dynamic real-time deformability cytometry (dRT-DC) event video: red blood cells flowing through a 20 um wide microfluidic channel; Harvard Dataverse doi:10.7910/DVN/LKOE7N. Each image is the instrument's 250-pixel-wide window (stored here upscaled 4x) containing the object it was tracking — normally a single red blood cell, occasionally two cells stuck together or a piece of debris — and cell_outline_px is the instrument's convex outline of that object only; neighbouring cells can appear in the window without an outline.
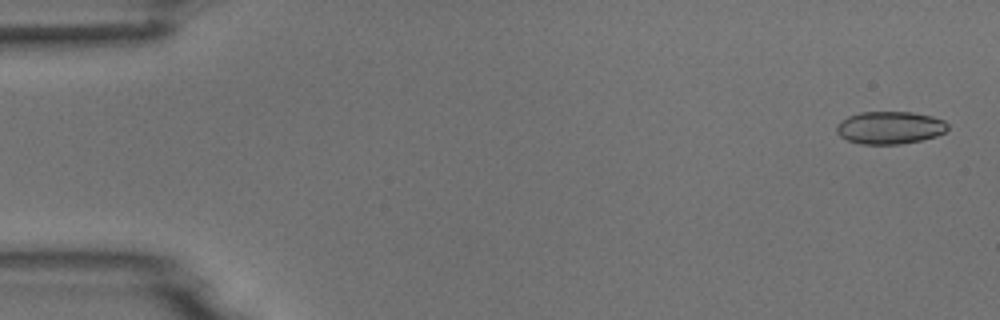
{"species": "common noctule bat (a hibernating species)", "species_latin": "Nyctalus noctula", "temperature_condition": "room temperature", "stored_images_in_passage": 4, "camera_frame_rate_fps": 3000, "um_per_image_px": 0.085, "animal": {"sex": "male", "body_mass_g": 18.8}, "frame": {"image": 1, "passage_image": 1, "time_ms": 0.0, "image_size_px": [1000, 320], "cell_outline_px": [[948, 128], [944, 132], [936, 136], [920, 140], [900, 144], [860, 144], [848, 140], [840, 136], [836, 132], [836, 124], [848, 116], [860, 112], [912, 112], [932, 116], [944, 120], [948, 124]], "centroid_in_image_um": [75.62, 10.85], "position_along_channel_um": 9.4, "area_um2": 21.15}}
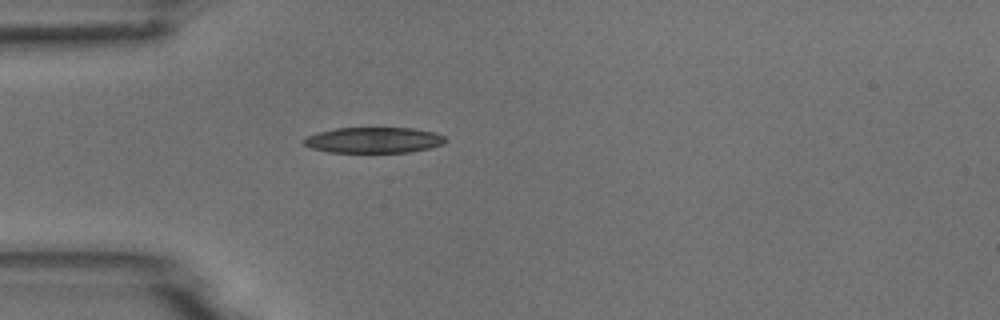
{"frame": {"image": 2, "passage_image": 4, "time_ms": 4.333, "image_size_px": [1000, 320], "cell_outline_px": [[448, 140], [444, 144], [428, 148], [408, 152], [328, 152], [312, 148], [304, 144], [304, 140], [308, 136], [320, 132], [336, 128], [412, 128], [436, 132], [444, 136]], "centroid_in_image_um": [31.82, 11.9], "position_along_channel_um": 53.2, "area_um2": 21.1}}